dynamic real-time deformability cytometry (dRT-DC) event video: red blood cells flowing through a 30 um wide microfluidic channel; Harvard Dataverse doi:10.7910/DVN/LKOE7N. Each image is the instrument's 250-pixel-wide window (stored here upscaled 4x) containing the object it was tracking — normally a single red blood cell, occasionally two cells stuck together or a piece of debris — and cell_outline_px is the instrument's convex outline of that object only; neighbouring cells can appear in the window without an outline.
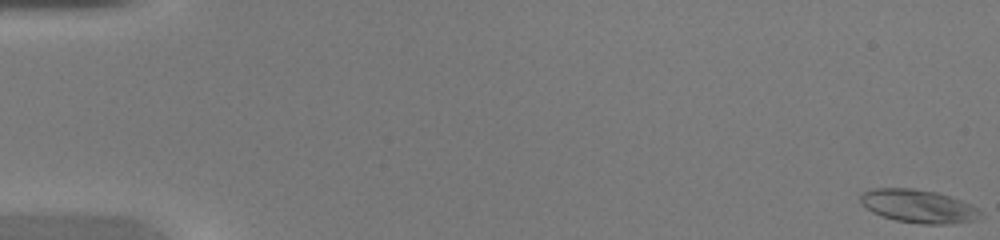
{"species": "common noctule bat (a hibernating species)", "species_latin": "Nyctalus noctula", "temperature_condition": "warm", "stored_images_in_passage": 49, "camera_frame_rate_fps": 3000, "um_per_image_px": 0.085, "animal": {"sex": "female", "body_mass_g": 20.0, "forearm_length_mm": 54.0}, "frame": {"image": 1, "passage_image": 1, "time_ms": 0.0, "image_size_px": [1000, 240], "cell_outline_px": [[980, 212], [976, 220], [944, 224], [920, 224], [896, 220], [872, 212], [860, 204], [860, 192], [872, 188], [912, 188], [936, 192], [972, 204]], "centroid_in_image_um": [77.99, 17.51], "position_along_channel_um": 7.0, "area_um2": 23.12}}
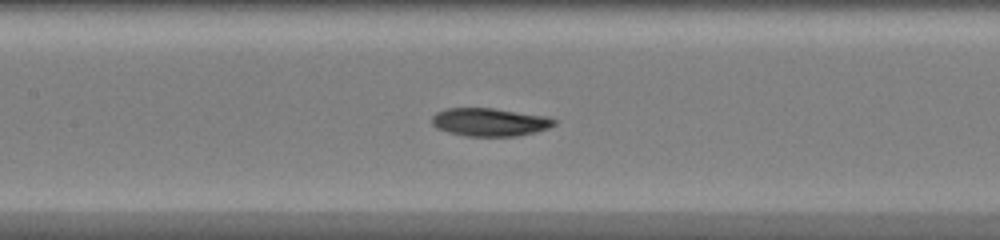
{"frame": {"image": 2, "passage_image": 24, "time_ms": 7.667, "image_size_px": [1000, 240], "cell_outline_px": [[556, 124], [548, 128], [536, 132], [516, 136], [464, 136], [448, 132], [436, 128], [432, 124], [432, 116], [436, 112], [444, 108], [492, 108], [548, 116], [556, 120]], "centroid_in_image_um": [41.61, 10.38], "position_along_channel_um": 165.8, "area_um2": 20.17}}
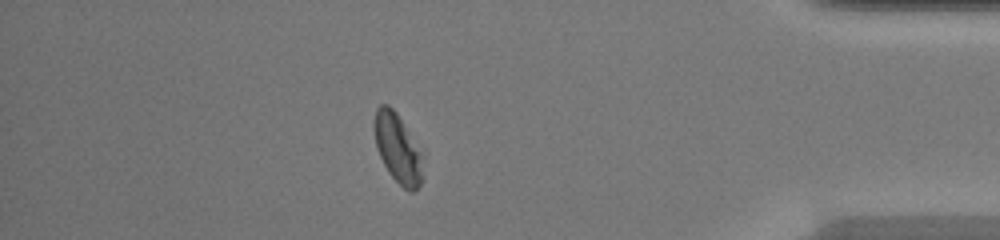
{"frame": {"image": 3, "passage_image": 43, "time_ms": 14.0, "image_size_px": [1000, 240], "cell_outline_px": [[424, 176], [420, 184], [412, 192], [408, 192], [388, 172], [376, 148], [372, 128], [372, 124], [376, 108], [380, 104], [388, 104], [396, 112], [420, 152]], "centroid_in_image_um": [33.75, 12.6], "position_along_channel_um": 401.4, "area_um2": 19.48}, "authors_computed_cell_mechanics": {"area_um2": 20.808, "velocity_mm_per_s": 4.2995, "shape_relaxation_time_tau1_ms": 9.6589, "shape_relaxation_time_tau2_ms": 3.2628, "deformation_change_tau1": 0.2557, "deformation_change_tau2": 0.0944}}